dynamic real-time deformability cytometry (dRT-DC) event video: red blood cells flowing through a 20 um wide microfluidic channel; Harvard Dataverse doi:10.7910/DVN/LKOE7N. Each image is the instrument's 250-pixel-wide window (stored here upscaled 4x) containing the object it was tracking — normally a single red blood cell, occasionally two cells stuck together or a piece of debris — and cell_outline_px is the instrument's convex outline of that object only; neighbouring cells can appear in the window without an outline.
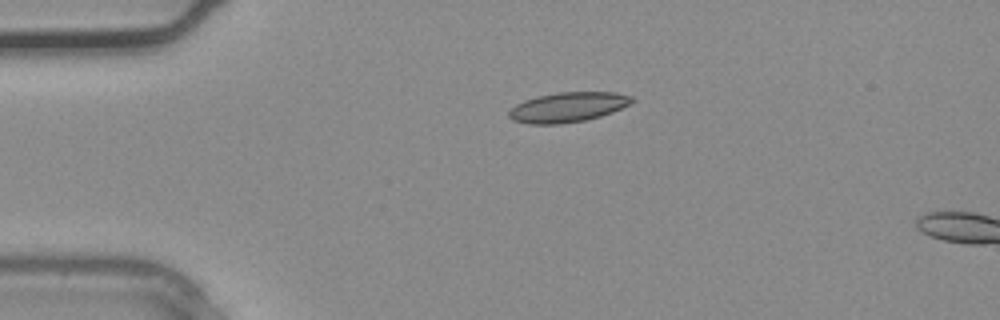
{"species": "common noctule bat (a hibernating species)", "species_latin": "Nyctalus noctula", "temperature_condition": "warm", "stored_images_in_passage": 3, "camera_frame_rate_fps": 3000, "um_per_image_px": 0.085, "animal": {"sex": "male", "body_mass_g": 20.4}, "frame": {"image": 1, "passage_image": 2, "time_ms": 0.333, "image_size_px": [1000, 320], "cell_outline_px": [[636, 100], [632, 104], [612, 112], [600, 116], [584, 120], [560, 124], [528, 124], [512, 120], [508, 116], [508, 112], [516, 104], [524, 100], [536, 96], [556, 92], [616, 92], [632, 96]], "centroid_in_image_um": [48.28, 9.1], "position_along_channel_um": 36.7, "area_um2": 21.62}}